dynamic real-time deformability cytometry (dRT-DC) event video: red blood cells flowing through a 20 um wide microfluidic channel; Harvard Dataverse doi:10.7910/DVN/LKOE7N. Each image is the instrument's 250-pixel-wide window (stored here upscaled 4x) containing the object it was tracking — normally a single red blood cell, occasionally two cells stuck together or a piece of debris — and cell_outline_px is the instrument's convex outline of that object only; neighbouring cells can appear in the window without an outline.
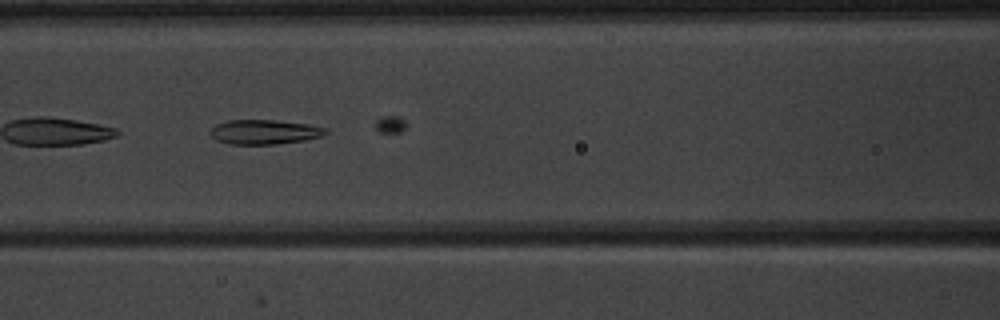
{"species": "common noctule bat (a hibernating species)", "species_latin": "Nyctalus noctula", "temperature_condition": "warm", "stored_images_in_passage": 10, "camera_frame_rate_fps": 3000, "um_per_image_px": 0.085, "animal": {"sex": "male", "body_mass_g": 20.1, "forearm_length_mm": 53.5}, "frame": {"image": 1, "passage_image": 6, "time_ms": 5.667, "image_size_px": [1000, 320], "cell_outline_px": [[328, 132], [320, 136], [304, 140], [276, 144], [228, 144], [216, 140], [212, 136], [212, 128], [216, 124], [228, 120], [276, 120], [308, 124], [328, 128]], "centroid_in_image_um": [22.49, 11.21], "position_along_channel_um": 144.1, "area_um2": 16.42}}
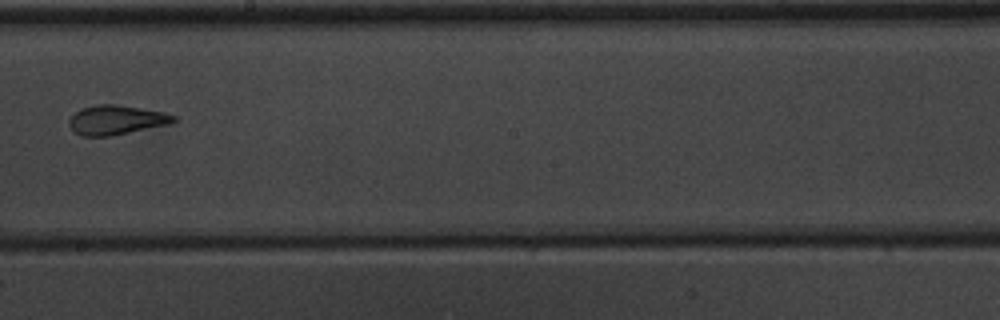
{"frame": {"image": 2, "passage_image": 9, "time_ms": 10.667, "image_size_px": [1000, 320], "cell_outline_px": [[176, 120], [168, 124], [112, 136], [80, 136], [68, 124], [68, 120], [76, 112], [84, 108], [100, 104], [116, 104], [164, 112], [176, 116]], "centroid_in_image_um": [9.88, 10.2], "position_along_channel_um": 238.3, "area_um2": 17.69}}
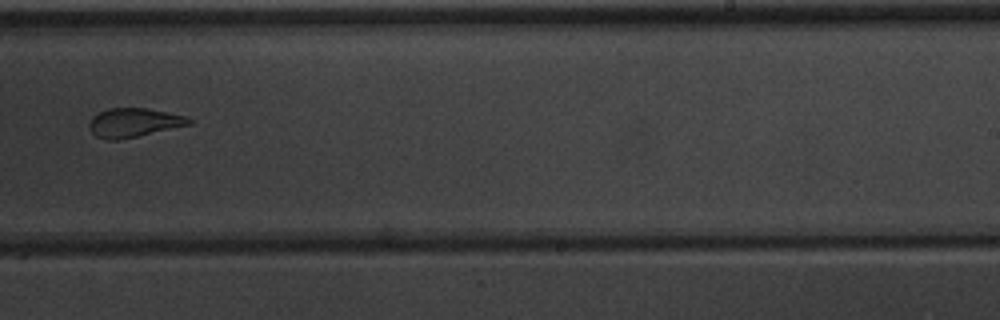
{"frame": {"image": 3, "passage_image": 10, "time_ms": 11.667, "image_size_px": [1000, 320], "cell_outline_px": [[192, 124], [120, 140], [108, 140], [96, 136], [92, 132], [88, 124], [92, 116], [108, 108], [144, 108], [188, 116], [192, 120]], "centroid_in_image_um": [11.38, 10.42], "position_along_channel_um": 277.6, "area_um2": 16.82}}